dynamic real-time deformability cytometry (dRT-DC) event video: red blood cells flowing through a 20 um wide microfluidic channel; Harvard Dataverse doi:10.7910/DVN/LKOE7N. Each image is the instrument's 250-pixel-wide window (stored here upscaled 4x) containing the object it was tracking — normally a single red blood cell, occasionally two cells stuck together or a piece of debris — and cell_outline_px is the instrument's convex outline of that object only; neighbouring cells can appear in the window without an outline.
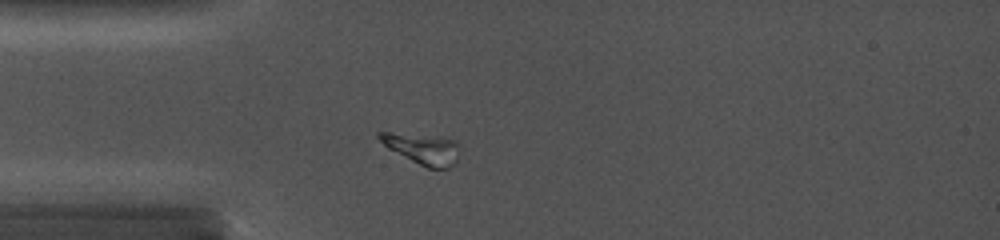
{"species": "common noctule bat (a hibernating species)", "species_latin": "Nyctalus noctula", "temperature_condition": "cold", "stored_images_in_passage": 44, "camera_frame_rate_fps": 5000, "um_per_image_px": 0.085, "animal": {"sex": "female", "body_mass_g": 19.0, "forearm_length_mm": 56.7}, "frame": {"image": 1, "passage_image": 7, "time_ms": 3.2, "image_size_px": [1000, 240], "cell_outline_px": [[460, 144], [456, 160], [448, 168], [428, 168], [388, 148], [376, 136], [376, 132], [392, 132], [448, 136], [456, 140]], "centroid_in_image_um": [35.94, 12.58], "position_along_channel_um": 49.1, "area_um2": 14.57}}
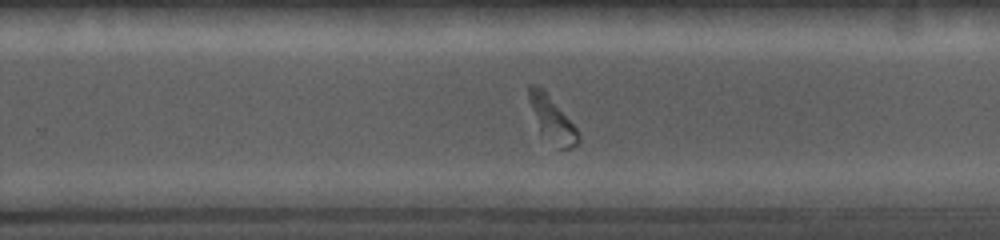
{"frame": {"image": 2, "passage_image": 26, "time_ms": 10.6, "image_size_px": [1000, 240], "cell_outline_px": [[580, 140], [572, 148], [556, 148], [540, 132], [528, 100], [528, 84], [540, 84], [544, 88], [576, 128], [580, 136]], "centroid_in_image_um": [46.9, 10.09], "position_along_channel_um": 282.9, "area_um2": 13.12}}
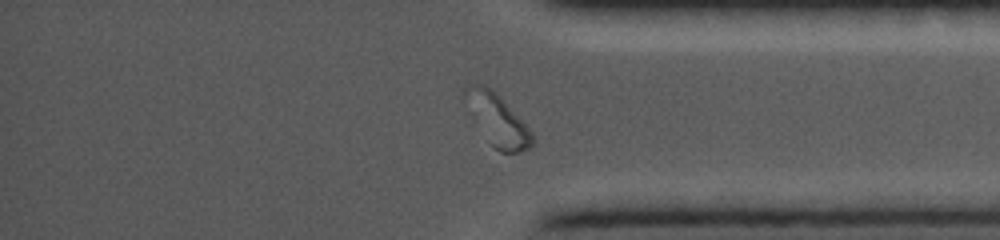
{"frame": {"image": 3, "passage_image": 39, "time_ms": 13.8, "image_size_px": [1000, 240], "cell_outline_px": [[536, 144], [532, 148], [516, 152], [500, 152], [492, 144], [460, 92], [468, 84], [484, 84], [532, 132], [536, 140]], "centroid_in_image_um": [42.32, 10.22], "position_along_channel_um": 392.9, "area_um2": 18.79}}